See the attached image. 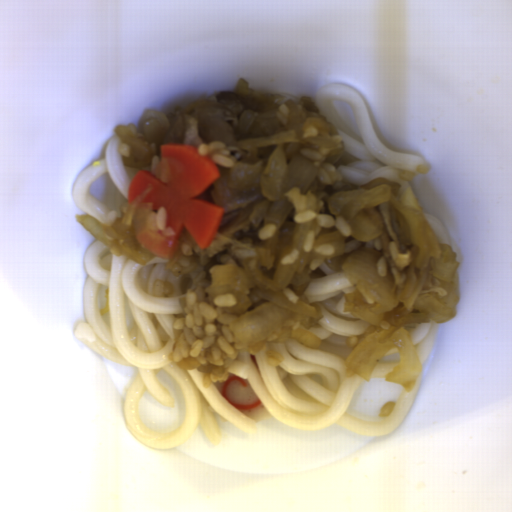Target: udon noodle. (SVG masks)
Instances as JSON below:
<instances>
[{
    "label": "udon noodle",
    "instance_id": "obj_6",
    "mask_svg": "<svg viewBox=\"0 0 512 512\" xmlns=\"http://www.w3.org/2000/svg\"><path fill=\"white\" fill-rule=\"evenodd\" d=\"M401 355L397 348H390L376 363L371 378H387L389 374L400 362Z\"/></svg>",
    "mask_w": 512,
    "mask_h": 512
},
{
    "label": "udon noodle",
    "instance_id": "obj_3",
    "mask_svg": "<svg viewBox=\"0 0 512 512\" xmlns=\"http://www.w3.org/2000/svg\"><path fill=\"white\" fill-rule=\"evenodd\" d=\"M313 98L320 114L339 131L344 143L343 152L358 159L351 165H340L336 169L341 178L361 185L375 179H387L398 183L403 205L422 215L431 229L436 244L450 248L444 226L439 219L426 213L416 202L407 179L409 172H418L425 166L421 156L388 149L379 140L363 99L347 86L321 84L313 93ZM334 99L352 104L360 136L352 132L335 111L332 105Z\"/></svg>",
    "mask_w": 512,
    "mask_h": 512
},
{
    "label": "udon noodle",
    "instance_id": "obj_2",
    "mask_svg": "<svg viewBox=\"0 0 512 512\" xmlns=\"http://www.w3.org/2000/svg\"><path fill=\"white\" fill-rule=\"evenodd\" d=\"M320 269L324 277L309 283L304 292L305 299L323 313L309 330L320 338V347L311 348L297 340L268 342L256 354L241 351L228 373L247 379L271 416L293 429L313 431L338 424L357 435H387L405 419L421 374L410 392L400 391L384 421H362L347 413L366 381L345 367L353 349L350 336L361 334L369 323L343 310L344 295L353 289L346 273L325 261Z\"/></svg>",
    "mask_w": 512,
    "mask_h": 512
},
{
    "label": "udon noodle",
    "instance_id": "obj_4",
    "mask_svg": "<svg viewBox=\"0 0 512 512\" xmlns=\"http://www.w3.org/2000/svg\"><path fill=\"white\" fill-rule=\"evenodd\" d=\"M121 141L116 134L105 146L104 158H101L83 169L75 179L74 200L85 214H89L104 225H110L121 217L123 206L129 201L127 192L133 176L139 170L151 171L162 183L161 159L157 154L144 167H126L120 152ZM108 174L116 191L115 208L109 211L93 196L89 188L94 180Z\"/></svg>",
    "mask_w": 512,
    "mask_h": 512
},
{
    "label": "udon noodle",
    "instance_id": "obj_5",
    "mask_svg": "<svg viewBox=\"0 0 512 512\" xmlns=\"http://www.w3.org/2000/svg\"><path fill=\"white\" fill-rule=\"evenodd\" d=\"M441 323L433 320L429 322H417L409 329L415 354L421 366L427 361L434 345Z\"/></svg>",
    "mask_w": 512,
    "mask_h": 512
},
{
    "label": "udon noodle",
    "instance_id": "obj_1",
    "mask_svg": "<svg viewBox=\"0 0 512 512\" xmlns=\"http://www.w3.org/2000/svg\"><path fill=\"white\" fill-rule=\"evenodd\" d=\"M169 257L154 255L145 264L116 256L108 245L95 241L85 252L87 274L84 320L74 335L109 360L134 366V376L124 398V422L129 432L150 448L172 449L184 444L201 423L212 445L221 430L213 413L255 435V421L243 416L212 383L204 387V372L183 370L172 363L173 328L182 317V284L168 269ZM164 371L182 387L186 416L172 432H156L139 421L138 401L143 392L172 406L170 394L157 378Z\"/></svg>",
    "mask_w": 512,
    "mask_h": 512
}]
</instances>
